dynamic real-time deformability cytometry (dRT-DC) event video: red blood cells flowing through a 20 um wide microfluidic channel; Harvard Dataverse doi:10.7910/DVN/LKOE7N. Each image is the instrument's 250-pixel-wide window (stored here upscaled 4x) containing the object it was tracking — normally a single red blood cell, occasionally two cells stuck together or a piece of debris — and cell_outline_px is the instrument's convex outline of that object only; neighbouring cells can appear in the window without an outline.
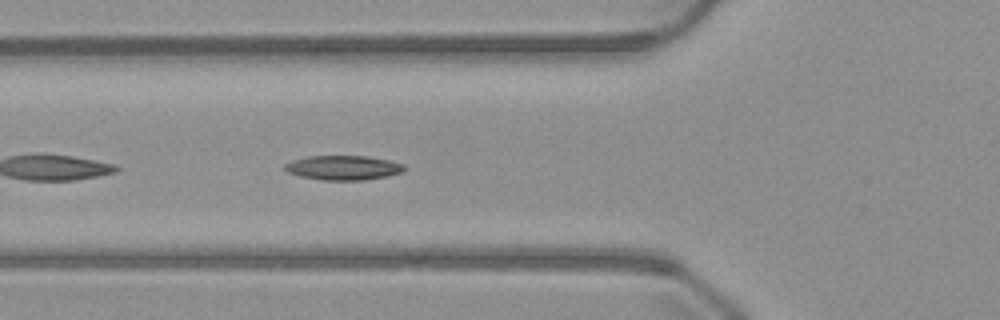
{"species": "common noctule bat (a hibernating species)", "species_latin": "Nyctalus noctula", "temperature_condition": "warm", "stored_images_in_passage": 37, "camera_frame_rate_fps": 3000, "um_per_image_px": 0.085, "animal": {"sex": "male", "body_mass_g": 23.1, "forearm_length_mm": 52.7}, "frame": {"image": 1, "passage_image": 4, "time_ms": 1.0, "image_size_px": [1000, 320], "cell_outline_px": [[404, 172], [388, 176], [364, 180], [324, 180], [300, 176], [288, 172], [284, 168], [284, 164], [292, 160], [308, 156], [368, 156], [388, 160], [404, 164]], "centroid_in_image_um": [29.19, 14.25], "position_along_channel_um": 96.6, "area_um2": 17.05}}
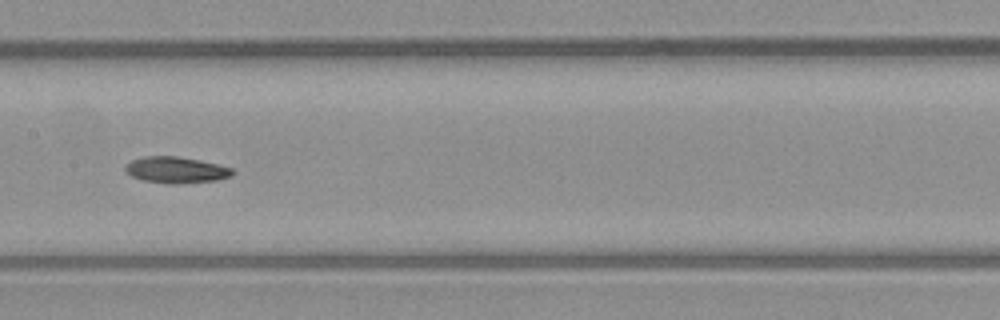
{"frame": {"image": 2, "passage_image": 11, "time_ms": 3.333, "image_size_px": [1000, 320], "cell_outline_px": [[236, 172], [232, 176], [216, 180], [172, 184], [168, 184], [144, 180], [132, 176], [124, 168], [132, 160], [144, 156], [180, 156], [200, 160], [232, 168]], "centroid_in_image_um": [15.0, 14.44], "position_along_channel_um": 192.4, "area_um2": 16.3}}
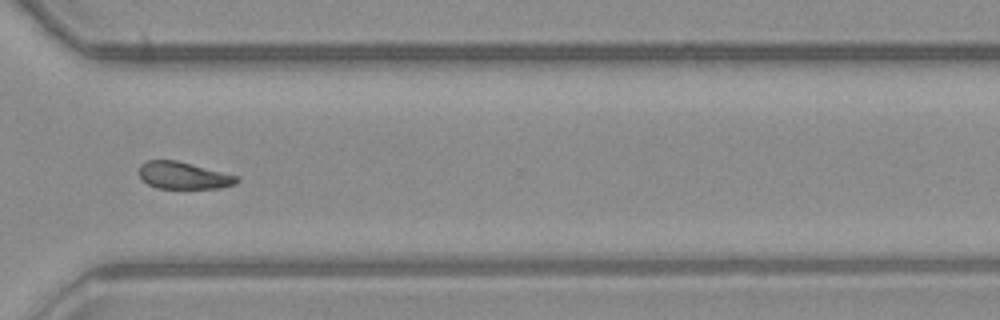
{"frame": {"image": 3, "passage_image": 23, "time_ms": 7.333, "image_size_px": [1000, 320], "cell_outline_px": [[240, 180], [236, 184], [220, 188], [156, 188], [148, 184], [140, 176], [140, 164], [148, 160], [176, 160], [240, 176]], "centroid_in_image_um": [15.64, 14.92], "position_along_channel_um": 355.0, "area_um2": 15.43}}